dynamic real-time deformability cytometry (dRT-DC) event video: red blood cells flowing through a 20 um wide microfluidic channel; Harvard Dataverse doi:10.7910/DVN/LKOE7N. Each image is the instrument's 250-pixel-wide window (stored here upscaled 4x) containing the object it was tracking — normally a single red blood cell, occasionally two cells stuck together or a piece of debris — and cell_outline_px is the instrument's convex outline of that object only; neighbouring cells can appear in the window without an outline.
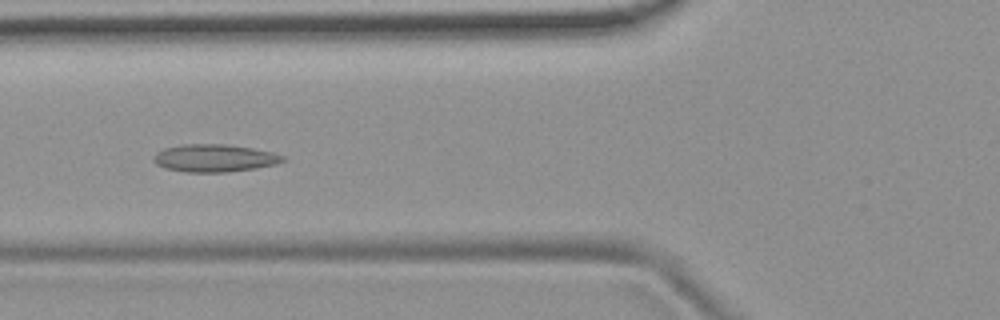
{"species": "common noctule bat (a hibernating species)", "species_latin": "Nyctalus noctula", "temperature_condition": "room temperature", "stored_images_in_passage": 54, "camera_frame_rate_fps": 3000, "um_per_image_px": 0.085, "animal": {"sex": "female", "body_mass_g": 19.9}, "frame": {"image": 1, "passage_image": 21, "time_ms": 6.667, "image_size_px": [1000, 320], "cell_outline_px": [[284, 160], [276, 164], [256, 168], [228, 172], [184, 172], [164, 168], [156, 164], [152, 160], [156, 152], [164, 148], [180, 144], [228, 144], [252, 148], [272, 152], [284, 156]], "centroid_in_image_um": [18.19, 13.44], "position_along_channel_um": 107.6, "area_um2": 20.92}}
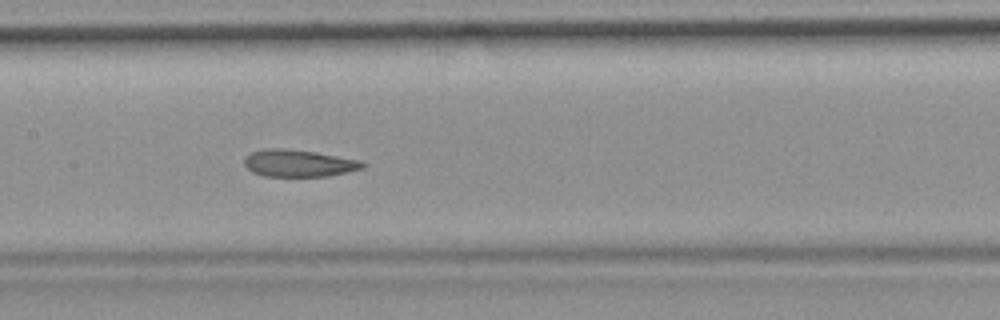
{"frame": {"image": 2, "passage_image": 27, "time_ms": 8.667, "image_size_px": [1000, 320], "cell_outline_px": [[368, 164], [364, 168], [328, 176], [264, 176], [252, 172], [244, 164], [244, 156], [252, 152], [264, 148], [284, 148], [316, 152], [364, 160]], "centroid_in_image_um": [25.43, 13.86], "position_along_channel_um": 182.0, "area_um2": 18.96}}
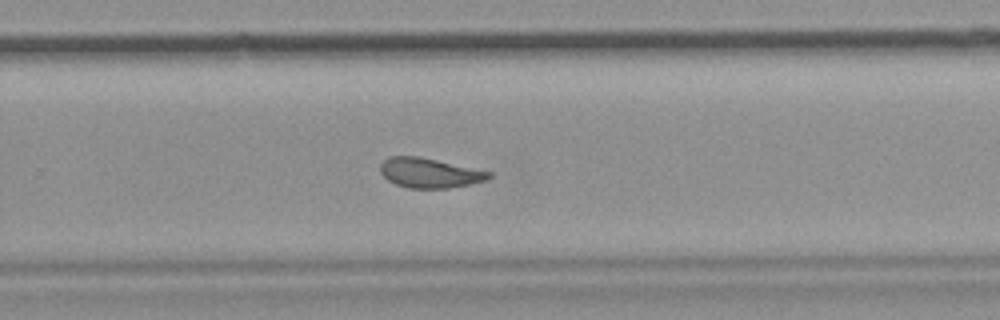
{"frame": {"image": 3, "passage_image": 36, "time_ms": 11.667, "image_size_px": [1000, 320], "cell_outline_px": [[492, 176], [484, 180], [468, 184], [448, 188], [408, 188], [396, 184], [388, 180], [380, 172], [380, 164], [388, 156], [420, 156], [492, 172]], "centroid_in_image_um": [36.48, 14.68], "position_along_channel_um": 293.3, "area_um2": 18.73}, "authors_computed_cell_mechanics": {"area_um2": 20.2589, "velocity_mm_per_s": 3.7294, "shape_relaxation_time_tau1_ms": 11.2262, "shape_relaxation_time_tau2_ms": 1.8794, "deformation_change_tau1": 0.2065, "deformation_change_tau2": 0.0876}}